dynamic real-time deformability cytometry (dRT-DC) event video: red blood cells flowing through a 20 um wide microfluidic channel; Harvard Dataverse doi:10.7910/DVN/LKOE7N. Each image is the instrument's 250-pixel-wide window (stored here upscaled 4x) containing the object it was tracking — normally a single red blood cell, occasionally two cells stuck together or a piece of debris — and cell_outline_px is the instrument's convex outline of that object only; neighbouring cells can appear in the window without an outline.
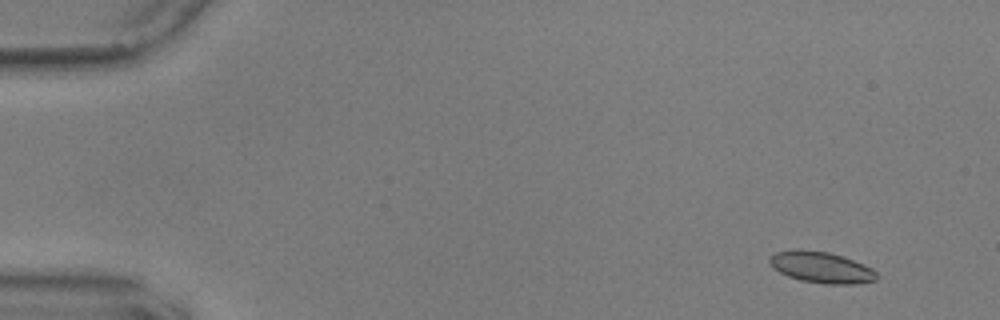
{"species": "common noctule bat (a hibernating species)", "species_latin": "Nyctalus noctula", "temperature_condition": "warm", "stored_images_in_passage": 56, "camera_frame_rate_fps": 3000, "um_per_image_px": 0.085, "animal": {"sex": "male", "body_mass_g": 17.9, "forearm_length_mm": 54.2}, "frame": {"image": 1, "passage_image": 4, "time_ms": 1.0, "image_size_px": [1000, 320], "cell_outline_px": [[880, 276], [876, 280], [856, 284], [828, 284], [800, 280], [788, 276], [772, 268], [768, 264], [768, 256], [776, 252], [800, 248], [828, 252], [844, 256], [864, 264], [872, 268]], "centroid_in_image_um": [69.8, 22.71], "position_along_channel_um": 15.2, "area_um2": 19.88}}
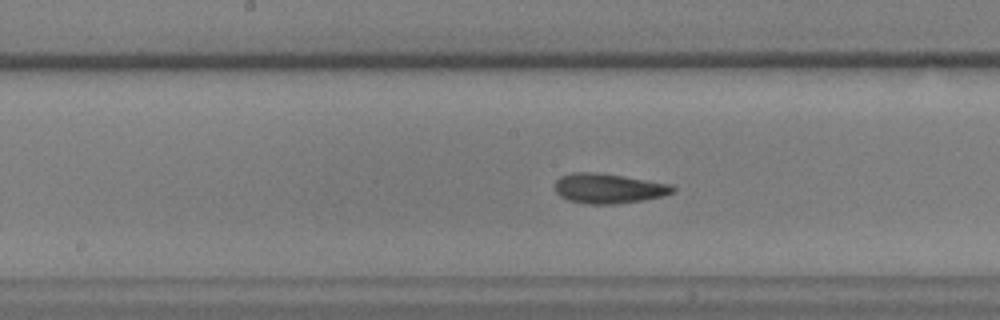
{"frame": {"image": 2, "passage_image": 29, "time_ms": 9.333, "image_size_px": [1000, 320], "cell_outline_px": [[676, 192], [664, 196], [644, 200], [616, 204], [584, 204], [568, 200], [560, 196], [556, 192], [556, 180], [560, 176], [572, 172], [596, 172], [668, 184], [676, 188]], "centroid_in_image_um": [51.71, 16.03], "position_along_channel_um": 196.5, "area_um2": 20.46}}
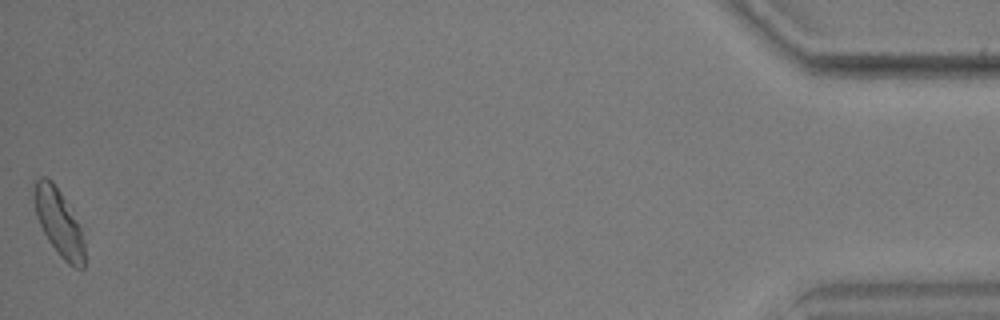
{"frame": {"image": 3, "passage_image": 56, "time_ms": 18.333, "image_size_px": [1000, 320], "cell_outline_px": [[84, 268], [76, 268], [68, 264], [60, 256], [48, 240], [36, 216], [32, 196], [32, 180], [40, 176], [44, 176], [52, 180], [60, 192], [80, 228], [84, 240]], "centroid_in_image_um": [4.94, 18.85], "position_along_channel_um": 430.3, "area_um2": 19.59}, "authors_computed_cell_mechanics": {"area_um2": 19.9121, "velocity_mm_per_s": 3.5897, "shape_relaxation_time_tau1_ms": 8.6696, "shape_relaxation_time_tau2_ms": 2.0911, "deformation_change_tau1": 0.1801, "deformation_change_tau2": 0.1028}}